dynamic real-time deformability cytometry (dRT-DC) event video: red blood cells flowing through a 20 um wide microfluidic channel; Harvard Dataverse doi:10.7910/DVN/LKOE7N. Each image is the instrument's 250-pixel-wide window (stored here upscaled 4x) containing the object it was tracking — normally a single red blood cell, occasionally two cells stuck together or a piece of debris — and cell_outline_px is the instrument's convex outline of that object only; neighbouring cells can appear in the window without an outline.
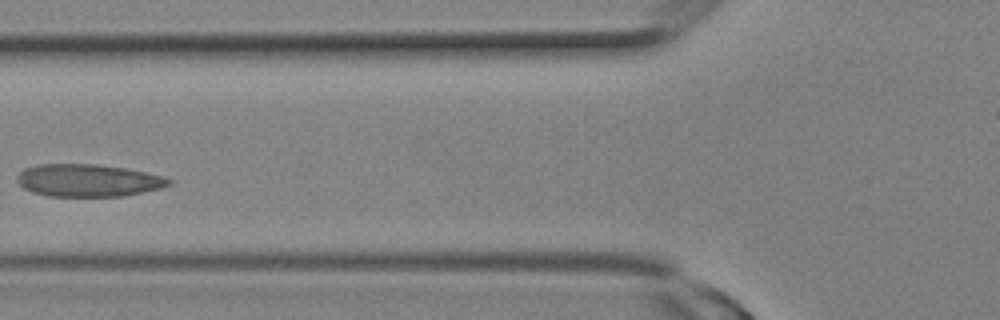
{"species": "Egyptian fruit bat (a non-hibernating species)", "species_latin": "Rousettus aegyptiacus", "temperature_condition": "room temperature", "stored_images_in_passage": 11, "camera_frame_rate_fps": 3000, "um_per_image_px": 0.085, "animal": {"sex": "female"}, "frame": {"image": 1, "passage_image": 7, "time_ms": 2.0, "image_size_px": [1000, 320], "cell_outline_px": [[172, 184], [160, 188], [120, 196], [48, 196], [32, 192], [24, 188], [16, 180], [16, 176], [24, 168], [36, 164], [96, 164], [124, 168], [164, 176], [172, 180]], "centroid_in_image_um": [7.45, 15.33], "position_along_channel_um": 118.3, "area_um2": 28.61}}
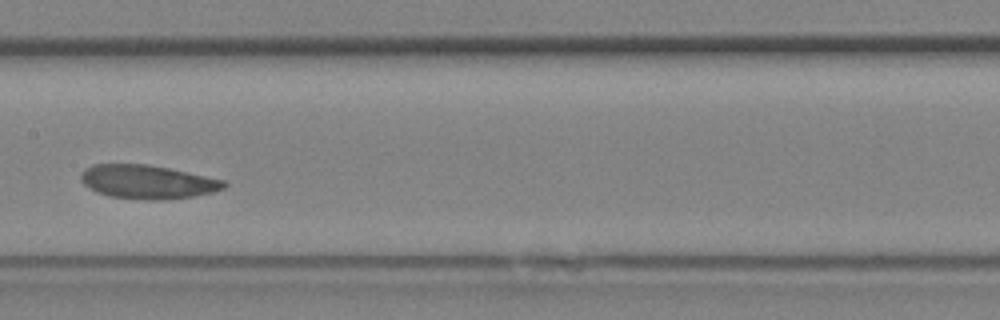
{"frame": {"image": 2, "passage_image": 10, "time_ms": 3.0, "image_size_px": [1000, 320], "cell_outline_px": [[228, 184], [224, 188], [212, 192], [192, 196], [152, 200], [144, 200], [108, 196], [96, 192], [84, 184], [80, 180], [80, 176], [84, 168], [92, 164], [148, 164], [188, 172], [224, 180]], "centroid_in_image_um": [12.49, 15.45], "position_along_channel_um": 194.9, "area_um2": 28.03}}